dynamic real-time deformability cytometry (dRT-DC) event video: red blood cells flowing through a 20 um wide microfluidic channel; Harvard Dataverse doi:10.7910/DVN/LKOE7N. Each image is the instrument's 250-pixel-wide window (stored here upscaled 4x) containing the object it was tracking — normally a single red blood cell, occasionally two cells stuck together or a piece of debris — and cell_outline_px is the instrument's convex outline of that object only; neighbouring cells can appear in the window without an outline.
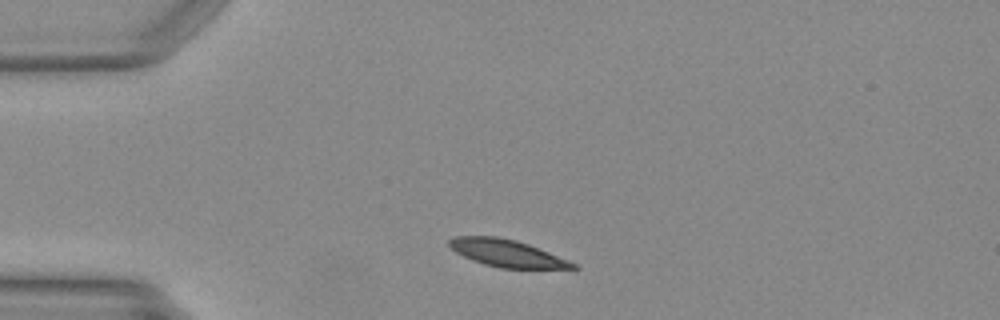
{"species": "Egyptian fruit bat (a non-hibernating species)", "species_latin": "Rousettus aegyptiacus", "temperature_condition": "warm", "stored_images_in_passage": 39, "camera_frame_rate_fps": 3000, "um_per_image_px": 0.085, "animal": {"sex": "female"}, "frame": {"image": 1, "passage_image": 1, "time_ms": 0.0, "image_size_px": [1000, 320], "cell_outline_px": [[580, 268], [500, 268], [484, 264], [472, 260], [456, 252], [448, 244], [448, 240], [456, 236], [496, 236], [516, 240], [528, 244], [568, 260], [576, 264]], "centroid_in_image_um": [43.06, 21.51], "position_along_channel_um": 41.9, "area_um2": 19.31}}
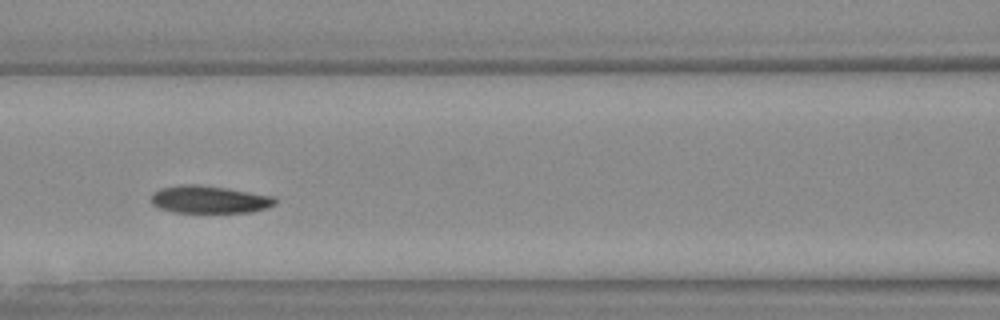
{"frame": {"image": 2, "passage_image": 11, "time_ms": 3.333, "image_size_px": [1000, 320], "cell_outline_px": [[276, 204], [268, 208], [252, 212], [172, 212], [156, 208], [148, 200], [152, 192], [160, 188], [180, 184], [196, 184], [224, 188], [276, 196]], "centroid_in_image_um": [17.74, 16.96], "position_along_channel_um": 148.9, "area_um2": 20.23}}
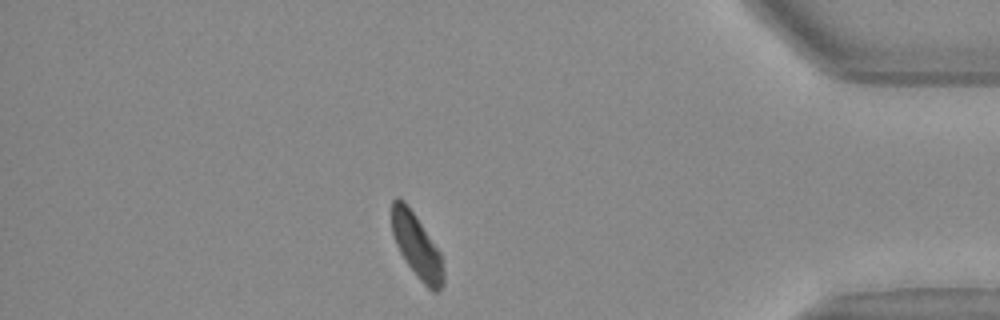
{"frame": {"image": 3, "passage_image": 32, "time_ms": 10.333, "image_size_px": [1000, 320], "cell_outline_px": [[444, 284], [436, 292], [432, 292], [420, 280], [408, 264], [400, 252], [396, 244], [392, 232], [392, 200], [396, 196], [404, 200], [416, 216], [440, 252], [444, 272]], "centroid_in_image_um": [35.43, 20.9], "position_along_channel_um": 399.8, "area_um2": 19.07}}